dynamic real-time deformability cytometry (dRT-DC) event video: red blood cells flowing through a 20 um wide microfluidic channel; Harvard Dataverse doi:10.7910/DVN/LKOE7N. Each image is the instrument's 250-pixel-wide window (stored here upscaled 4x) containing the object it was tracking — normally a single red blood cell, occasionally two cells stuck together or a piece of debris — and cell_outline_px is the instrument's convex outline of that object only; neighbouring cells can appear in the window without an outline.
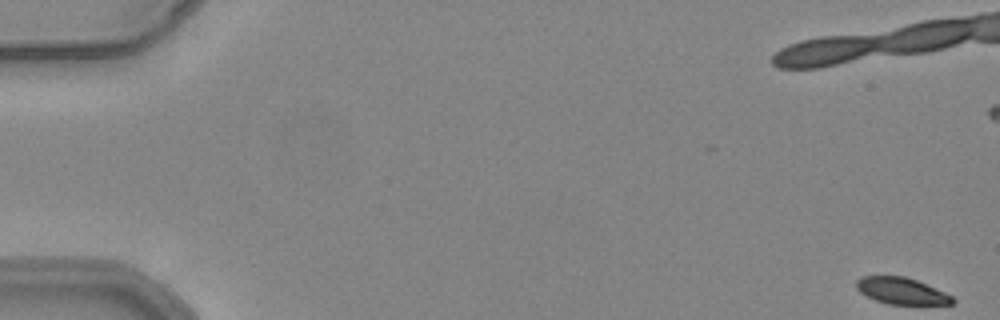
{"species": "common noctule bat (a hibernating species)", "species_latin": "Nyctalus noctula", "temperature_condition": "warm", "stored_images_in_passage": 21, "camera_frame_rate_fps": 3000, "um_per_image_px": 0.085, "animal": {"sex": "female", "body_mass_g": 24.6, "forearm_length_mm": 56.2}, "frame": {"image": 1, "passage_image": 1, "time_ms": 0.0, "image_size_px": [1000, 320], "cell_outline_px": [[956, 300], [952, 304], [888, 304], [876, 300], [860, 292], [856, 288], [856, 280], [860, 276], [904, 276], [916, 280], [944, 292], [952, 296]], "centroid_in_image_um": [76.61, 24.72], "position_along_channel_um": 8.4, "area_um2": 14.74}}